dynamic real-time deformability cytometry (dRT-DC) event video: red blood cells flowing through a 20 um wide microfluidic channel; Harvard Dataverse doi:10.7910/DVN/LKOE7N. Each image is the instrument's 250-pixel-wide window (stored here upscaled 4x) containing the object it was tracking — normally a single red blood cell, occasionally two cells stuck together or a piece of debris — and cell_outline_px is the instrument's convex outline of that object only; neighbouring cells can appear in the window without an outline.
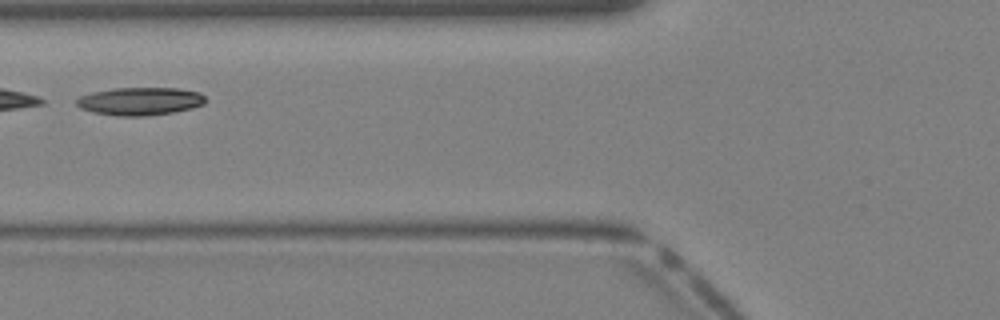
{"species": "Egyptian fruit bat (a non-hibernating species)", "species_latin": "Rousettus aegyptiacus", "temperature_condition": "warm", "stored_images_in_passage": 31, "camera_frame_rate_fps": 3000, "um_per_image_px": 0.085, "animal": {"sex": "female"}, "frame": {"image": 1, "passage_image": 8, "time_ms": 2.333, "image_size_px": [1000, 320], "cell_outline_px": [[208, 100], [204, 104], [192, 108], [172, 112], [148, 116], [116, 116], [92, 112], [80, 108], [76, 104], [76, 100], [80, 96], [92, 92], [112, 88], [180, 88], [200, 92]], "centroid_in_image_um": [11.91, 8.6], "position_along_channel_um": 113.9, "area_um2": 21.21}}
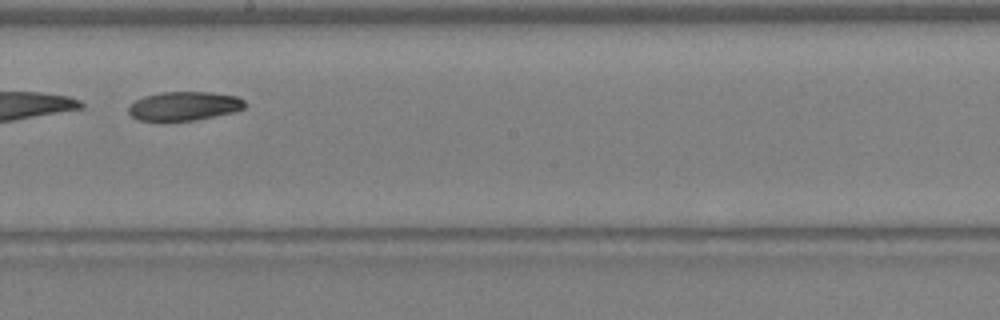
{"frame": {"image": 2, "passage_image": 15, "time_ms": 4.667, "image_size_px": [1000, 320], "cell_outline_px": [[244, 108], [236, 112], [192, 120], [140, 120], [132, 116], [128, 112], [128, 104], [144, 96], [160, 92], [208, 92], [236, 96], [244, 100]], "centroid_in_image_um": [15.63, 9.0], "position_along_channel_um": 232.6, "area_um2": 19.42}}
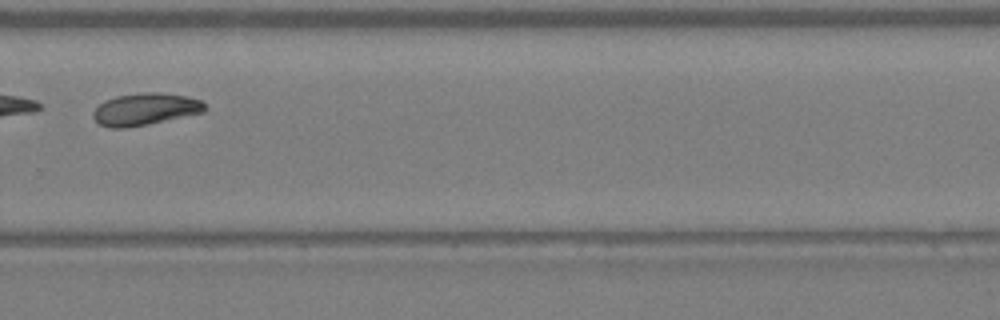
{"frame": {"image": 3, "passage_image": 20, "time_ms": 6.333, "image_size_px": [1000, 320], "cell_outline_px": [[208, 108], [204, 112], [148, 124], [128, 128], [108, 128], [100, 124], [92, 116], [92, 112], [104, 100], [116, 96], [144, 92], [156, 92], [188, 96], [200, 100]], "centroid_in_image_um": [12.34, 9.28], "position_along_channel_um": 317.5, "area_um2": 20.92}}